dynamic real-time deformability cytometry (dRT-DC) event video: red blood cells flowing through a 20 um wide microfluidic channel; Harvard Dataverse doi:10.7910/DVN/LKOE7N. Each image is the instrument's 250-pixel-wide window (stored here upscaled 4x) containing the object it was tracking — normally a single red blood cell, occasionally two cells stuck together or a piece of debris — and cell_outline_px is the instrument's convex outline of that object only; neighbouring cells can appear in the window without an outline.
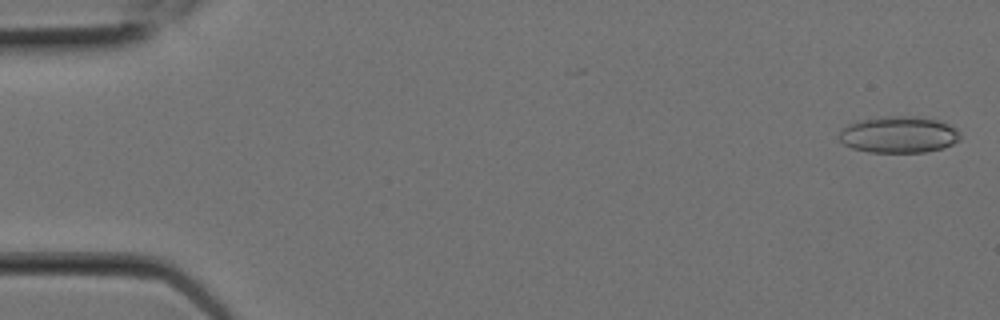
{"species": "Egyptian fruit bat (a non-hibernating species)", "species_latin": "Rousettus aegyptiacus", "temperature_condition": "room temperature", "stored_images_in_passage": 6, "camera_frame_rate_fps": 3000, "um_per_image_px": 0.085, "animal": {"sex": "female"}, "frame": {"image": 1, "passage_image": 1, "time_ms": 0.0, "image_size_px": [1000, 320], "cell_outline_px": [[960, 140], [944, 148], [924, 152], [868, 152], [852, 148], [844, 144], [840, 140], [840, 132], [848, 124], [856, 120], [884, 116], [916, 116], [936, 120], [948, 124], [956, 128], [960, 132]], "centroid_in_image_um": [76.4, 11.44], "position_along_channel_um": 8.6, "area_um2": 25.89}}
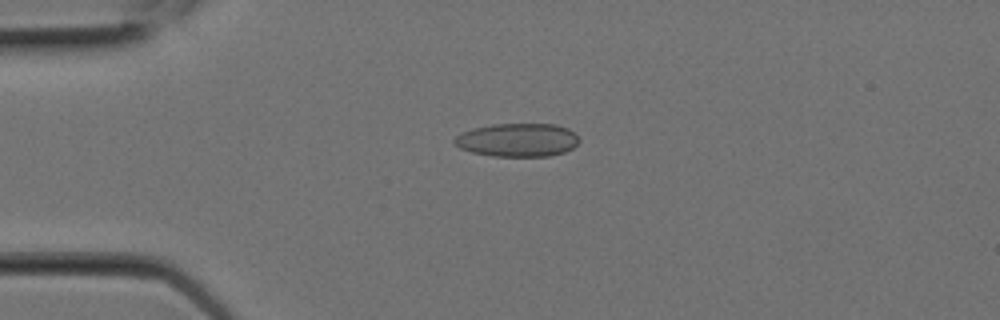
{"frame": {"image": 2, "passage_image": 5, "time_ms": 1.333, "image_size_px": [1000, 320], "cell_outline_px": [[580, 140], [572, 148], [564, 152], [548, 156], [492, 156], [472, 152], [460, 148], [452, 144], [452, 140], [460, 132], [472, 128], [492, 124], [556, 124], [568, 128], [576, 132]], "centroid_in_image_um": [43.97, 11.89], "position_along_channel_um": 41.0, "area_um2": 24.57}}